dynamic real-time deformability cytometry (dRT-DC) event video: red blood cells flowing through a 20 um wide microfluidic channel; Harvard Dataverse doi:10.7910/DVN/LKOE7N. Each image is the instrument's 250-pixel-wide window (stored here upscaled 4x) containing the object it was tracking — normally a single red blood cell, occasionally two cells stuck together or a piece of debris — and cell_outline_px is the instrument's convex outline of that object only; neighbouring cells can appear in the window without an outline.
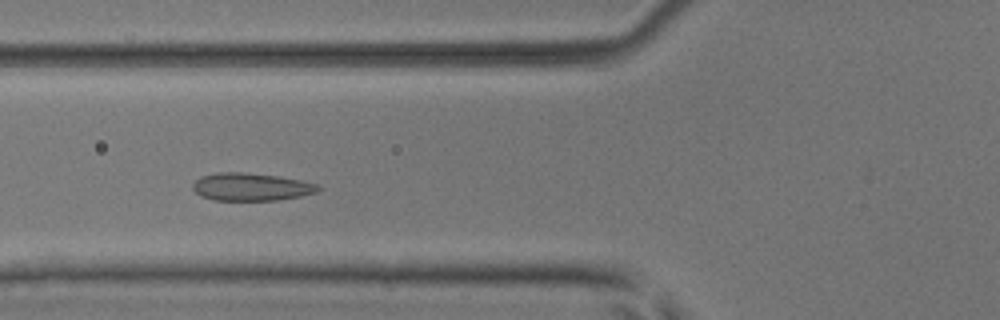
{"species": "common noctule bat (a hibernating species)", "species_latin": "Nyctalus noctula", "temperature_condition": "room temperature", "stored_images_in_passage": 41, "camera_frame_rate_fps": 3000, "um_per_image_px": 0.085, "animal": {"sex": "male", "body_mass_g": 17.9, "forearm_length_mm": 54.2}, "frame": {"image": 1, "passage_image": 10, "time_ms": 3.0, "image_size_px": [1000, 320], "cell_outline_px": [[320, 188], [316, 192], [300, 196], [276, 200], [212, 200], [200, 196], [192, 188], [192, 184], [200, 176], [216, 172], [244, 172], [276, 176], [300, 180], [316, 184]], "centroid_in_image_um": [21.27, 15.88], "position_along_channel_um": 104.5, "area_um2": 20.17}}
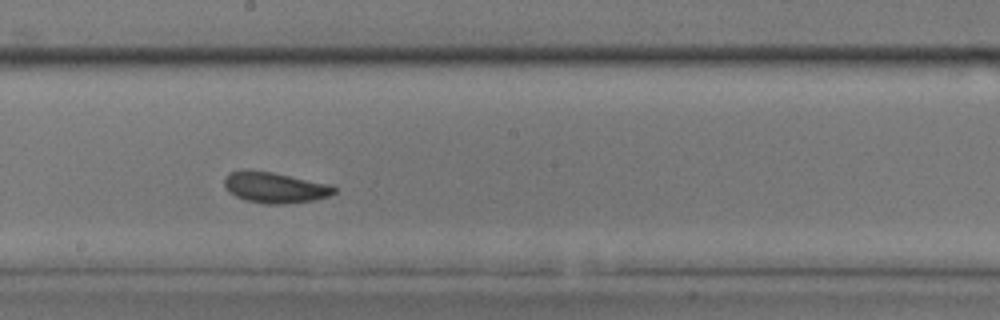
{"frame": {"image": 2, "passage_image": 19, "time_ms": 6.0, "image_size_px": [1000, 320], "cell_outline_px": [[336, 192], [328, 196], [312, 200], [288, 204], [264, 204], [244, 200], [228, 192], [224, 184], [224, 176], [228, 172], [272, 172], [332, 184], [336, 188]], "centroid_in_image_um": [23.39, 15.97], "position_along_channel_um": 224.8, "area_um2": 19.54}}
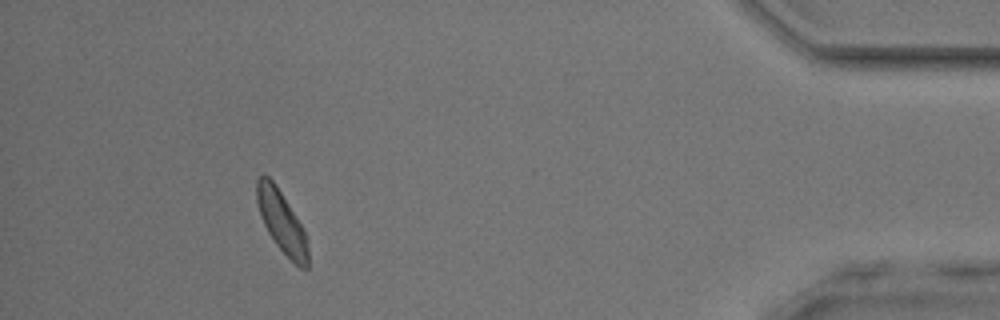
{"frame": {"image": 3, "passage_image": 37, "time_ms": 12.0, "image_size_px": [1000, 320], "cell_outline_px": [[308, 268], [300, 268], [276, 244], [268, 232], [260, 216], [256, 200], [256, 180], [260, 176], [268, 176], [276, 184], [300, 224], [304, 232], [308, 248]], "centroid_in_image_um": [23.91, 18.83], "position_along_channel_um": 411.3, "area_um2": 17.98}, "authors_computed_cell_mechanics": {"area_um2": 19.1896, "velocity_mm_per_s": 4.0387, "shape_relaxation_time_tau1_ms": null, "shape_relaxation_time_tau2_ms": 6.4682, "deformation_change_tau1": null, "deformation_change_tau2": 0.085}}